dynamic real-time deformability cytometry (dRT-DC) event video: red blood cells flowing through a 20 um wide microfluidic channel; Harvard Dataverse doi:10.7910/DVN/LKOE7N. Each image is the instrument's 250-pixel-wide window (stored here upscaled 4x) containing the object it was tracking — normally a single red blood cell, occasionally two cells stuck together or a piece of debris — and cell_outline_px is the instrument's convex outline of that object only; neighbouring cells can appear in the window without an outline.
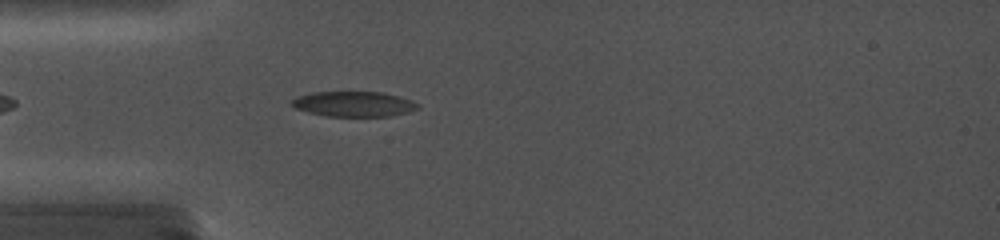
{"species": "common noctule bat (a hibernating species)", "species_latin": "Nyctalus noctula", "temperature_condition": "cold", "stored_images_in_passage": 4, "camera_frame_rate_fps": 5000, "um_per_image_px": 0.085, "animal": {"sex": "female", "body_mass_g": 19.0, "forearm_length_mm": 56.7}, "frame": {"image": 1, "passage_image": 3, "time_ms": 2.0, "image_size_px": [1000, 240], "cell_outline_px": [[420, 108], [408, 112], [392, 116], [324, 116], [308, 112], [296, 108], [288, 100], [296, 96], [312, 92], [384, 92], [400, 96], [412, 100], [420, 104]], "centroid_in_image_um": [30.08, 8.83], "position_along_channel_um": 54.9, "area_um2": 18.79}}